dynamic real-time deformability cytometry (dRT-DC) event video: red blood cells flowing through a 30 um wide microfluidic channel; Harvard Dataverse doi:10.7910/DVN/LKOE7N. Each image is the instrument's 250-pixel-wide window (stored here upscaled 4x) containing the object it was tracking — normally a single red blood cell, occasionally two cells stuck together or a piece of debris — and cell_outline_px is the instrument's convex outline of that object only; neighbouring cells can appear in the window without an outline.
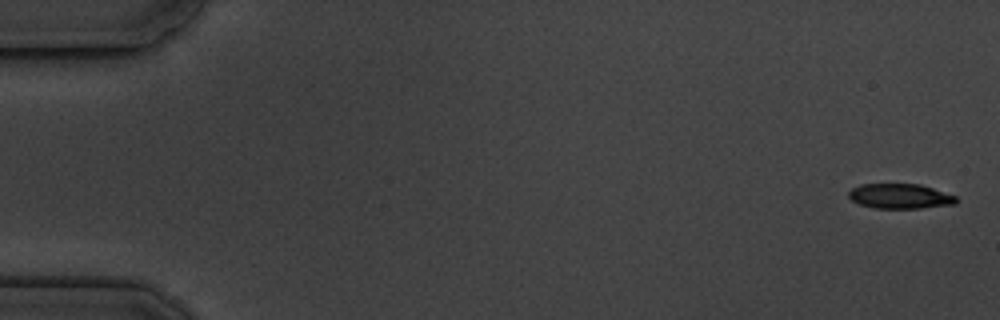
{"species": "common noctule bat (a hibernating species)", "species_latin": "Nyctalus noctula", "temperature_condition": "cold", "stored_images_in_passage": 9, "camera_frame_rate_fps": 3000, "um_per_image_px": 0.085, "animal": {"sex": "male", "body_mass_g": 19.5, "forearm_length_mm": 54.6}, "frame": {"image": 1, "passage_image": 1, "time_ms": 0.0, "image_size_px": [1000, 320], "cell_outline_px": [[956, 204], [920, 208], [872, 208], [860, 204], [852, 200], [848, 196], [848, 192], [852, 188], [860, 184], [920, 184], [956, 196]], "centroid_in_image_um": [76.48, 16.68], "position_along_channel_um": 8.5, "area_um2": 15.55}}
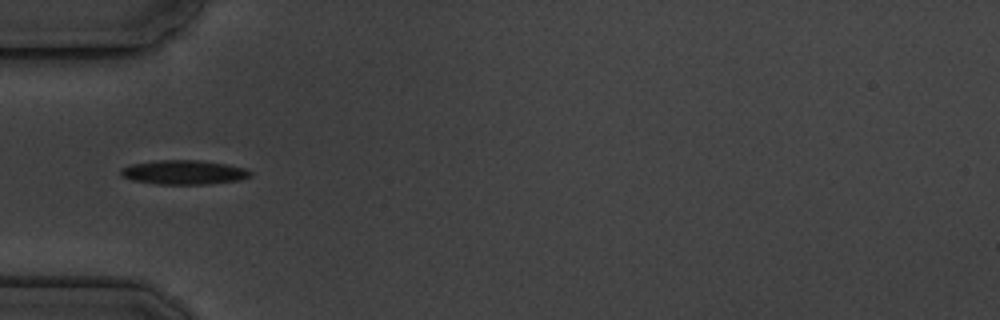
{"frame": {"image": 2, "passage_image": 6, "time_ms": 5.667, "image_size_px": [1000, 320], "cell_outline_px": [[252, 176], [240, 180], [208, 184], [156, 184], [132, 180], [120, 176], [120, 168], [132, 164], [160, 160], [196, 160], [224, 164], [244, 168], [252, 172]], "centroid_in_image_um": [15.6, 14.65], "position_along_channel_um": 69.4, "area_um2": 18.26}}
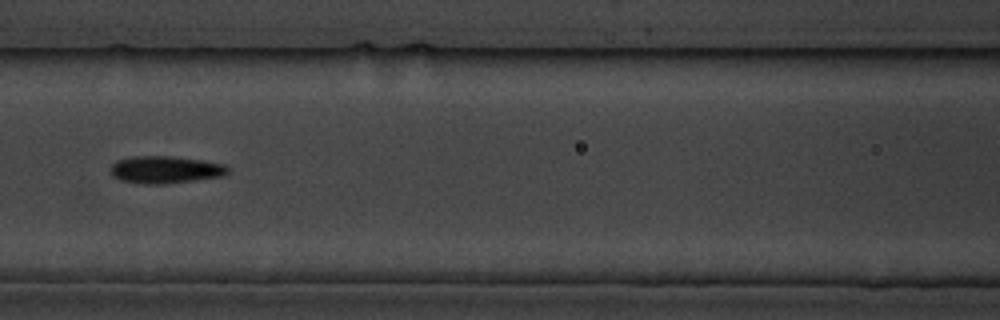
{"frame": {"image": 3, "passage_image": 8, "time_ms": 8.0, "image_size_px": [1000, 320], "cell_outline_px": [[228, 172], [224, 176], [196, 180], [164, 184], [144, 184], [120, 180], [112, 176], [112, 164], [116, 160], [132, 156], [172, 156], [204, 160], [224, 164], [228, 168]], "centroid_in_image_um": [14.06, 14.42], "position_along_channel_um": 152.5, "area_um2": 18.79}}